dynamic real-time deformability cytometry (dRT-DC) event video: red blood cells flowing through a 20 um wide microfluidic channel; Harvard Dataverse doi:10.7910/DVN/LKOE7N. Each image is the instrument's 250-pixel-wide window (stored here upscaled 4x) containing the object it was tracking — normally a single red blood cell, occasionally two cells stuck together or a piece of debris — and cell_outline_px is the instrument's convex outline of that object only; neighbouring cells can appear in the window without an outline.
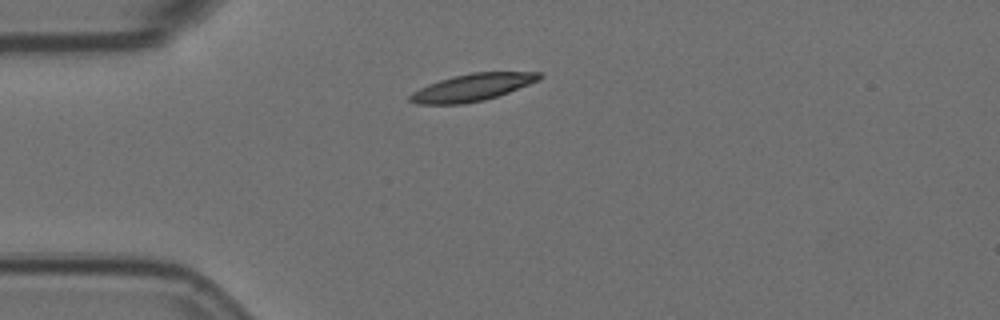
{"species": "Egyptian fruit bat (a non-hibernating species)", "species_latin": "Rousettus aegyptiacus", "temperature_condition": "room temperature", "stored_images_in_passage": 10, "camera_frame_rate_fps": 3000, "um_per_image_px": 0.085, "animal": {"sex": "female"}, "frame": {"image": 1, "passage_image": 1, "time_ms": 0.0, "image_size_px": [1000, 320], "cell_outline_px": [[544, 76], [540, 80], [508, 92], [484, 100], [464, 104], [416, 104], [408, 100], [408, 96], [412, 92], [428, 84], [452, 76], [472, 72], [540, 72]], "centroid_in_image_um": [40.13, 7.43], "position_along_channel_um": 44.9, "area_um2": 20.52}}
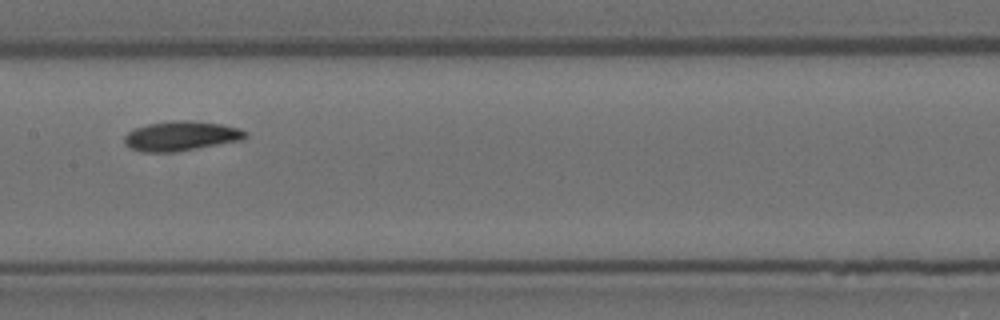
{"frame": {"image": 2, "passage_image": 5, "time_ms": 1.333, "image_size_px": [1000, 320], "cell_outline_px": [[248, 136], [244, 140], [172, 152], [144, 152], [128, 148], [124, 144], [124, 136], [128, 132], [136, 128], [148, 124], [172, 120], [188, 120], [220, 124], [240, 128], [248, 132]], "centroid_in_image_um": [15.4, 11.56], "position_along_channel_um": 192.0, "area_um2": 20.98}}
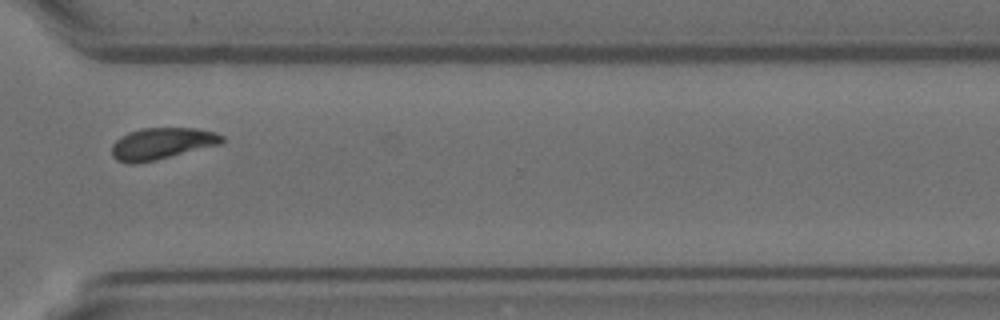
{"frame": {"image": 3, "passage_image": 9, "time_ms": 2.667, "image_size_px": [1000, 320], "cell_outline_px": [[224, 140], [220, 144], [156, 160], [136, 164], [132, 164], [116, 160], [112, 156], [112, 144], [120, 136], [128, 132], [140, 128], [196, 128], [216, 132], [224, 136]], "centroid_in_image_um": [13.73, 12.2], "position_along_channel_um": 356.9, "area_um2": 20.4}}